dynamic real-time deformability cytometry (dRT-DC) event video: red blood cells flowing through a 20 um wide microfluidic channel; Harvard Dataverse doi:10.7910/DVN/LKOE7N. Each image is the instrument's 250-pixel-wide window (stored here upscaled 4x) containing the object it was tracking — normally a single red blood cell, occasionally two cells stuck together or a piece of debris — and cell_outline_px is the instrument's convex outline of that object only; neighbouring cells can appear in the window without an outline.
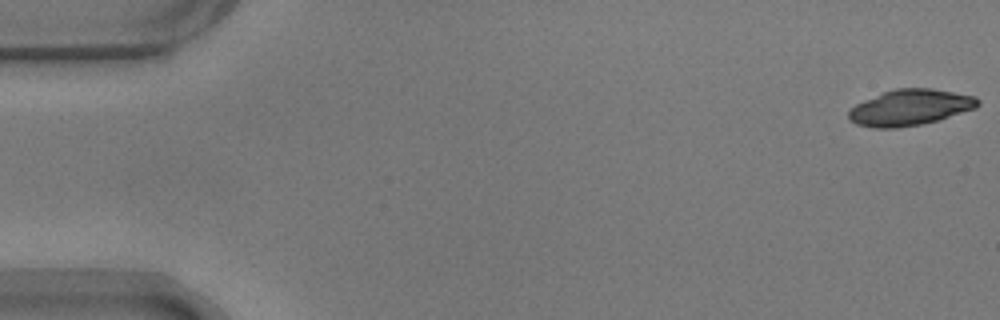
{"species": "common noctule bat (a hibernating species)", "species_latin": "Nyctalus noctula", "temperature_condition": "warm", "stored_images_in_passage": 54, "camera_frame_rate_fps": 3000, "um_per_image_px": 0.085, "animal": {"sex": "male", "body_mass_g": 17.9}, "frame": {"image": 1, "passage_image": 1, "time_ms": 0.0, "image_size_px": [1000, 320], "cell_outline_px": [[980, 104], [976, 108], [936, 120], [920, 124], [896, 128], [872, 128], [856, 124], [848, 120], [848, 112], [856, 104], [864, 100], [884, 92], [896, 88], [932, 88], [976, 96], [980, 100]], "centroid_in_image_um": [77.35, 9.13], "position_along_channel_um": 7.7, "area_um2": 26.99}}